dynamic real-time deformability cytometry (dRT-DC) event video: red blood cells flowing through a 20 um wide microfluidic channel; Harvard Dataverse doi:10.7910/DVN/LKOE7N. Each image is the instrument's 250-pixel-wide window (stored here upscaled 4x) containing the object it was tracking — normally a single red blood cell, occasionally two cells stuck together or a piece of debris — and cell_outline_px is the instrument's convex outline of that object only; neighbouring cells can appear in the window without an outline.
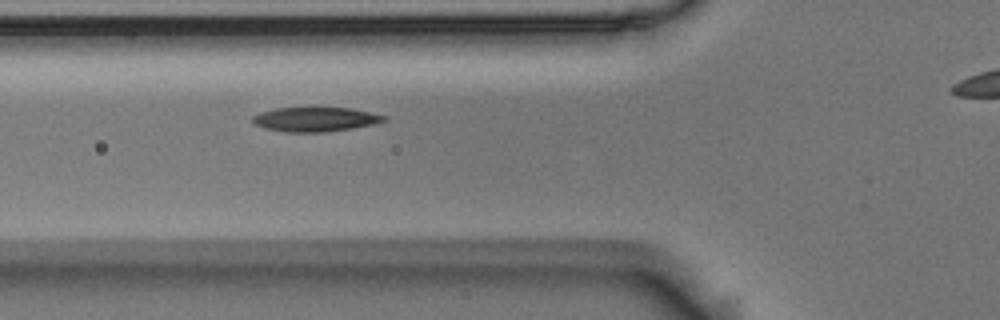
{"species": "Egyptian fruit bat (a non-hibernating species)", "species_latin": "Rousettus aegyptiacus", "temperature_condition": "room temperature", "stored_images_in_passage": 6, "segment_of_instrument_passage": [1, 2], "camera_frame_rate_fps": 3000, "um_per_image_px": 0.085, "animal": {"sex": "male"}, "frame": {"image": 1, "passage_image": 5, "time_ms": 1.333, "image_size_px": [1000, 320], "cell_outline_px": [[388, 116], [384, 120], [376, 124], [352, 128], [324, 132], [284, 132], [264, 128], [256, 124], [252, 120], [252, 116], [260, 112], [276, 108], [352, 108], [372, 112]], "centroid_in_image_um": [26.82, 10.14], "position_along_channel_um": 99.0, "area_um2": 18.67}}